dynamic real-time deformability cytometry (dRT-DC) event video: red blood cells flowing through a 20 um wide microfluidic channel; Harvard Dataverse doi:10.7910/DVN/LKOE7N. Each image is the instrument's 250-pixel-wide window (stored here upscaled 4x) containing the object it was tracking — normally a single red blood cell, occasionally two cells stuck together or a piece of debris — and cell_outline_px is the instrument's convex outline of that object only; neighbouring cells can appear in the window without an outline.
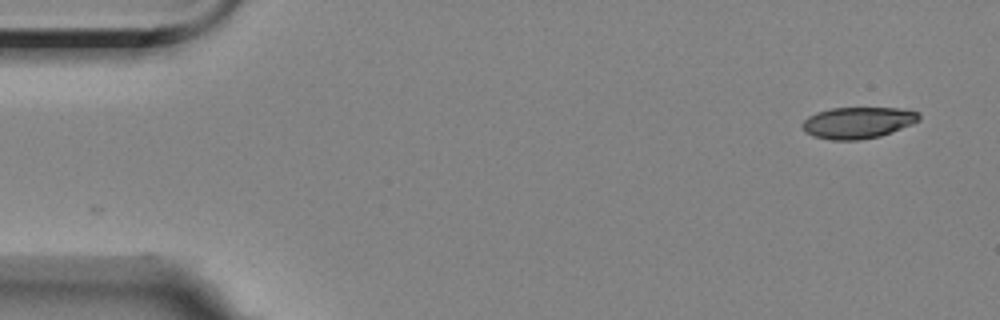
{"species": "Egyptian fruit bat (a non-hibernating species)", "species_latin": "Rousettus aegyptiacus", "temperature_condition": "room temperature", "stored_images_in_passage": 2, "camera_frame_rate_fps": 3000, "um_per_image_px": 0.085, "animal": {"sex": "female"}, "frame": {"image": 1, "passage_image": 2, "time_ms": 1.0, "image_size_px": [1000, 320], "cell_outline_px": [[920, 120], [912, 124], [892, 132], [880, 136], [860, 140], [832, 140], [812, 136], [800, 124], [808, 116], [816, 112], [828, 108], [900, 108], [920, 112]], "centroid_in_image_um": [72.93, 10.42], "position_along_channel_um": 12.1, "area_um2": 21.5}}